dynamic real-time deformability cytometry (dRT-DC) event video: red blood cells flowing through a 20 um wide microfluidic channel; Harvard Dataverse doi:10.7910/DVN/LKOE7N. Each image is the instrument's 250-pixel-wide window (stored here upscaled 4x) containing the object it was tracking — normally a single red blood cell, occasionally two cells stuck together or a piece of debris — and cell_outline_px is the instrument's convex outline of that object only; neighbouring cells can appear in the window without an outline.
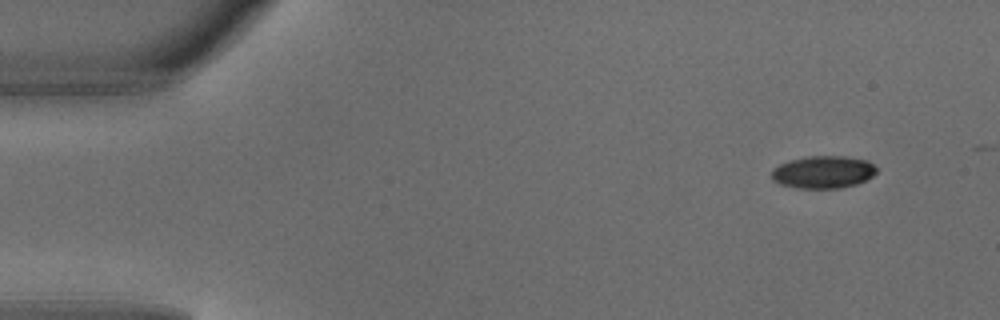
{"species": "common noctule bat (a hibernating species)", "species_latin": "Nyctalus noctula", "temperature_condition": "warm", "stored_images_in_passage": 6, "camera_frame_rate_fps": 3000, "um_per_image_px": 0.085, "animal": {"sex": "male", "body_mass_g": 18.8}, "frame": {"image": 1, "passage_image": 1, "time_ms": 0.0, "image_size_px": [1000, 320], "cell_outline_px": [[876, 172], [872, 176], [856, 184], [840, 188], [796, 188], [780, 184], [772, 180], [772, 168], [788, 160], [808, 156], [844, 156], [868, 160], [876, 168]], "centroid_in_image_um": [69.94, 14.62], "position_along_channel_um": 15.1, "area_um2": 19.88}}
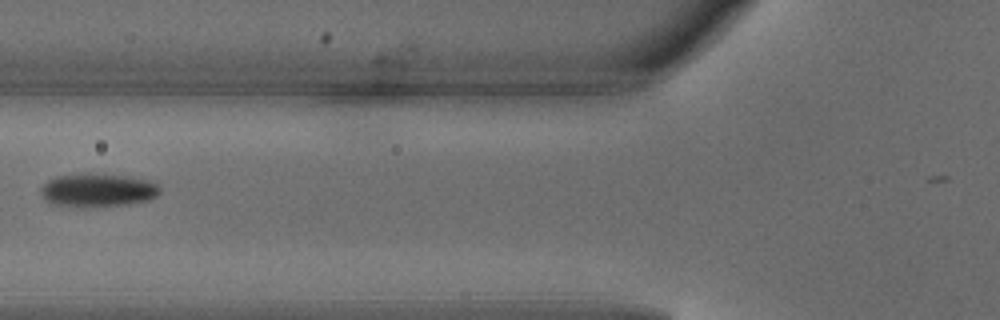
{"frame": {"image": 2, "passage_image": 5, "time_ms": 1.333, "image_size_px": [1000, 320], "cell_outline_px": [[160, 192], [156, 196], [148, 200], [132, 204], [48, 204], [40, 192], [40, 188], [48, 180], [56, 176], [84, 172], [96, 172], [128, 176], [152, 180], [160, 188]], "centroid_in_image_um": [8.33, 16.09], "position_along_channel_um": 117.5, "area_um2": 22.89}}
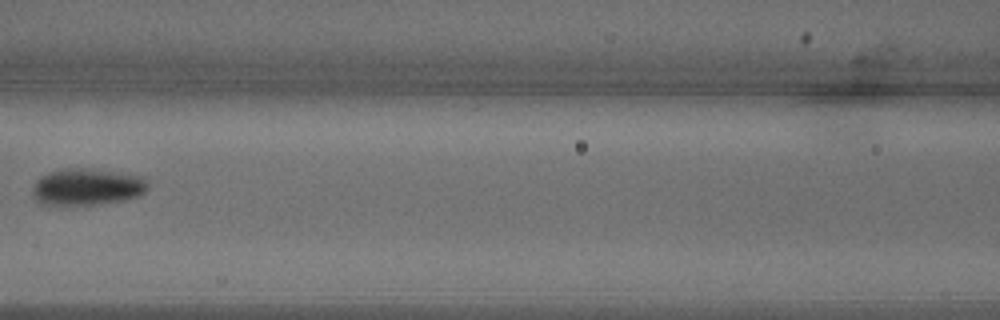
{"frame": {"image": 3, "passage_image": 6, "time_ms": 1.667, "image_size_px": [1000, 320], "cell_outline_px": [[148, 188], [144, 192], [128, 200], [92, 204], [44, 204], [36, 200], [32, 192], [32, 188], [36, 180], [40, 176], [48, 172], [68, 168], [88, 168], [144, 176], [148, 184]], "centroid_in_image_um": [7.41, 15.87], "position_along_channel_um": 159.2, "area_um2": 24.62}}